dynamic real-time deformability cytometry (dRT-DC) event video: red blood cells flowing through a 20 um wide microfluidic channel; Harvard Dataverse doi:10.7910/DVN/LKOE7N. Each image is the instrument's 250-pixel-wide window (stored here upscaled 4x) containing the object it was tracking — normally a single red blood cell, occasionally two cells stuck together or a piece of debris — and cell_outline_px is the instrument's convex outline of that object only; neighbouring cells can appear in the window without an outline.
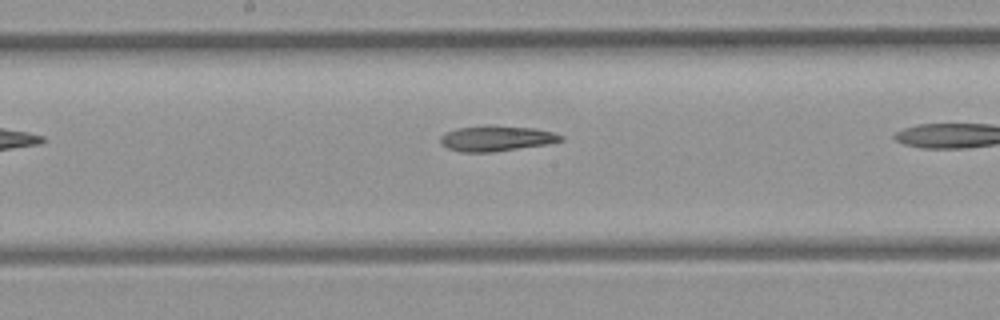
{"species": "common noctule bat (a hibernating species)", "species_latin": "Nyctalus noctula", "temperature_condition": "room temperature", "stored_images_in_passage": 11, "camera_frame_rate_fps": 3000, "um_per_image_px": 0.085, "animal": {"sex": "female", "body_mass_g": 21.9}, "frame": {"image": 1, "passage_image": 7, "time_ms": 2.0, "image_size_px": [1000, 320], "cell_outline_px": [[564, 140], [544, 144], [492, 152], [460, 152], [448, 148], [440, 144], [440, 136], [444, 132], [456, 128], [488, 124], [532, 128], [552, 132], [564, 136]], "centroid_in_image_um": [42.11, 11.75], "position_along_channel_um": 206.1, "area_um2": 17.98}}